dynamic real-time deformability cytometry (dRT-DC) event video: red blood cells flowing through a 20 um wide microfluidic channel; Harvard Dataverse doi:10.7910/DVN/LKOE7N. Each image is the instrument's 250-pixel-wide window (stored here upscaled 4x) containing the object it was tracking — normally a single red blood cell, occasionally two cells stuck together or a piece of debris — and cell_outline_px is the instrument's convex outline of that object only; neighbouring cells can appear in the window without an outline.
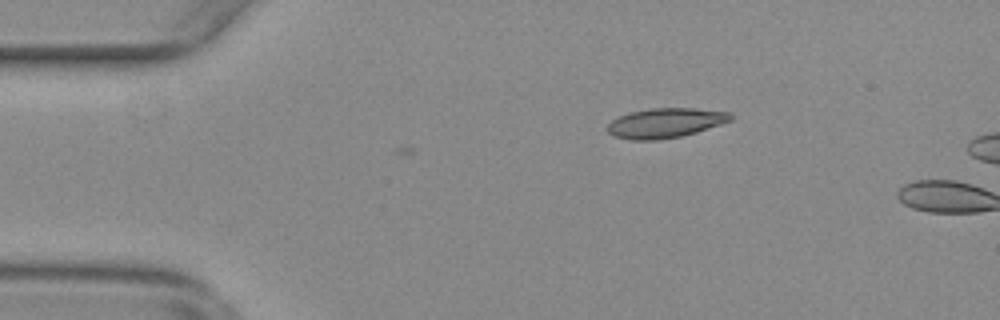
{"species": "common noctule bat (a hibernating species)", "species_latin": "Nyctalus noctula", "temperature_condition": "warm", "stored_images_in_passage": 4, "camera_frame_rate_fps": 3000, "um_per_image_px": 0.085, "animal": {"sex": "female", "body_mass_g": 29.2, "forearm_length_mm": 56.3}, "frame": {"image": 1, "passage_image": 4, "time_ms": 1.0, "image_size_px": [1000, 320], "cell_outline_px": [[732, 120], [696, 132], [680, 136], [656, 140], [632, 140], [612, 136], [604, 128], [612, 120], [628, 112], [652, 108], [696, 108], [732, 112]], "centroid_in_image_um": [56.52, 10.44], "position_along_channel_um": 28.5, "area_um2": 21.44}}